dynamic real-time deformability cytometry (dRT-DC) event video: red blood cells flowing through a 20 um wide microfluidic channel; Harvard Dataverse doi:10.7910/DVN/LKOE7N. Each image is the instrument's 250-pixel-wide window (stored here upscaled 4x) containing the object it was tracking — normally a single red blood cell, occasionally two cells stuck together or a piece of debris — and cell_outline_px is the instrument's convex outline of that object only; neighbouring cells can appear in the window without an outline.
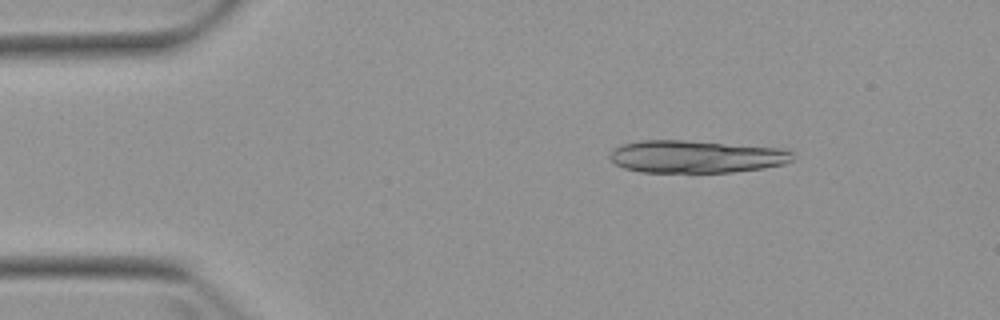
{"species": "Egyptian fruit bat (a non-hibernating species)", "species_latin": "Rousettus aegyptiacus", "temperature_condition": "warm", "stored_images_in_passage": 4, "camera_frame_rate_fps": 3000, "um_per_image_px": 0.085, "animal": {"sex": "female"}, "frame": {"image": 1, "passage_image": 2, "time_ms": 1.0, "image_size_px": [1000, 320], "cell_outline_px": [[796, 156], [792, 160], [784, 164], [764, 168], [732, 172], [640, 172], [624, 168], [616, 164], [608, 156], [616, 148], [624, 144], [640, 140], [684, 140], [784, 148], [792, 152]], "centroid_in_image_um": [59.22, 13.31], "position_along_channel_um": 25.8, "area_um2": 34.74}}
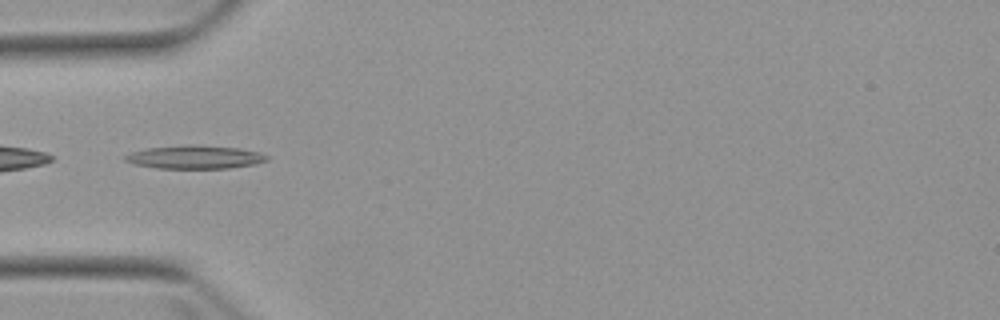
{"frame": {"image": 2, "passage_image": 4, "time_ms": 4.0, "image_size_px": [1000, 320], "cell_outline_px": [[268, 160], [256, 164], [228, 168], [156, 168], [136, 164], [124, 160], [124, 156], [132, 152], [148, 148], [184, 144], [192, 144], [240, 148], [260, 152], [268, 156]], "centroid_in_image_um": [16.6, 13.34], "position_along_channel_um": 68.4, "area_um2": 19.31}}